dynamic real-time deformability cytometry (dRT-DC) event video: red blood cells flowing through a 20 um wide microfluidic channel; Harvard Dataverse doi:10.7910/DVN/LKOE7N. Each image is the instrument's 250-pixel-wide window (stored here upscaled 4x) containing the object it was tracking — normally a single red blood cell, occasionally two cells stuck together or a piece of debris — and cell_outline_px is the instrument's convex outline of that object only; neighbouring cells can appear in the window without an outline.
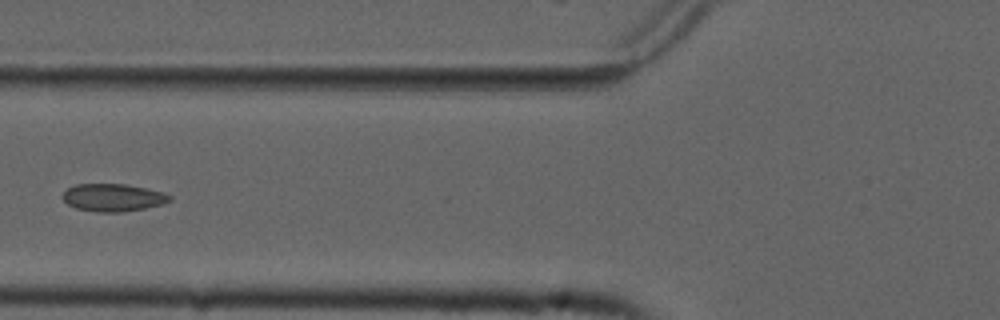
{"species": "common noctule bat (a hibernating species)", "species_latin": "Nyctalus noctula", "temperature_condition": "cold", "stored_images_in_passage": 5, "camera_frame_rate_fps": 3000, "um_per_image_px": 0.085, "animal": {"sex": "male", "forearm_length_mm": 52.5}, "frame": {"image": 1, "passage_image": 5, "time_ms": 1.333, "image_size_px": [1000, 320], "cell_outline_px": [[172, 200], [164, 204], [144, 208], [120, 212], [96, 212], [76, 208], [68, 204], [64, 200], [64, 192], [68, 188], [76, 184], [124, 184], [164, 192], [172, 196]], "centroid_in_image_um": [9.64, 16.79], "position_along_channel_um": 116.2, "area_um2": 17.11}}